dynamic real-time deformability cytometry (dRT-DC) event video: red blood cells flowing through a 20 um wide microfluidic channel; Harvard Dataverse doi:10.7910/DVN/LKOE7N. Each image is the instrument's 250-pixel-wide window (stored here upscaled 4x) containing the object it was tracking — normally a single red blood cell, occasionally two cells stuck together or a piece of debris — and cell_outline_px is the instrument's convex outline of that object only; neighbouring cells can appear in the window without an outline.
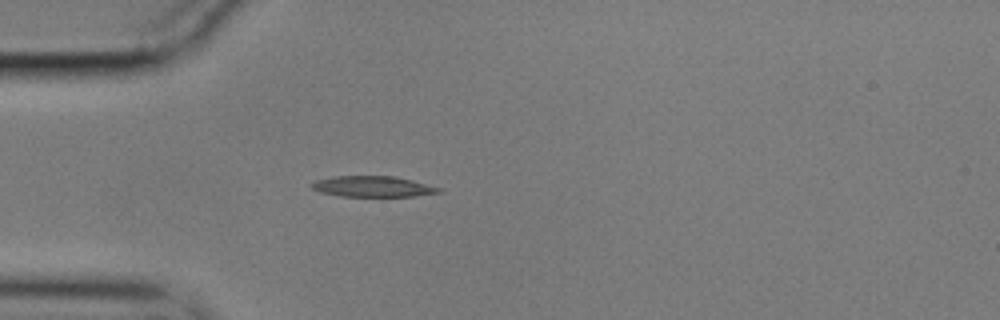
{"species": "common noctule bat (a hibernating species)", "species_latin": "Nyctalus noctula", "temperature_condition": "cold", "stored_images_in_passage": 41, "camera_frame_rate_fps": 3000, "um_per_image_px": 0.085, "animal": {"sex": "male", "body_mass_g": 17.9}, "frame": {"image": 1, "passage_image": 1, "time_ms": 0.0, "image_size_px": [1000, 320], "cell_outline_px": [[444, 192], [412, 196], [340, 196], [320, 192], [312, 188], [308, 184], [316, 180], [332, 176], [396, 176], [412, 180], [440, 188]], "centroid_in_image_um": [31.65, 15.85], "position_along_channel_um": 53.3, "area_um2": 15.43}}
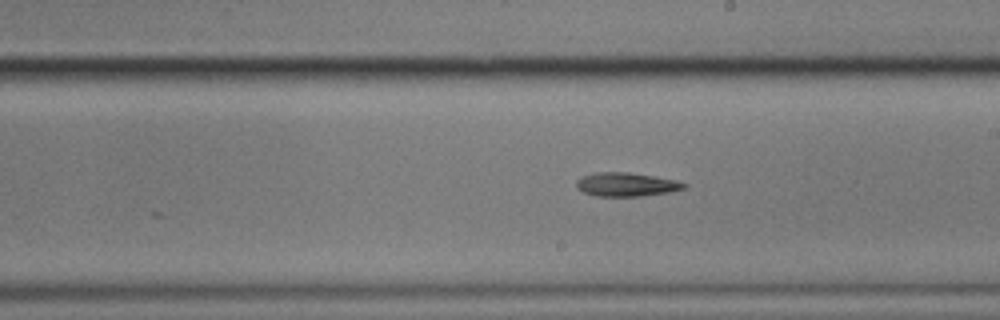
{"frame": {"image": 2, "passage_image": 17, "time_ms": 5.333, "image_size_px": [1000, 320], "cell_outline_px": [[688, 188], [668, 192], [640, 196], [596, 196], [584, 192], [576, 188], [576, 180], [580, 176], [596, 172], [628, 172], [676, 180], [688, 184]], "centroid_in_image_um": [53.22, 15.67], "position_along_channel_um": 235.8, "area_um2": 14.97}}
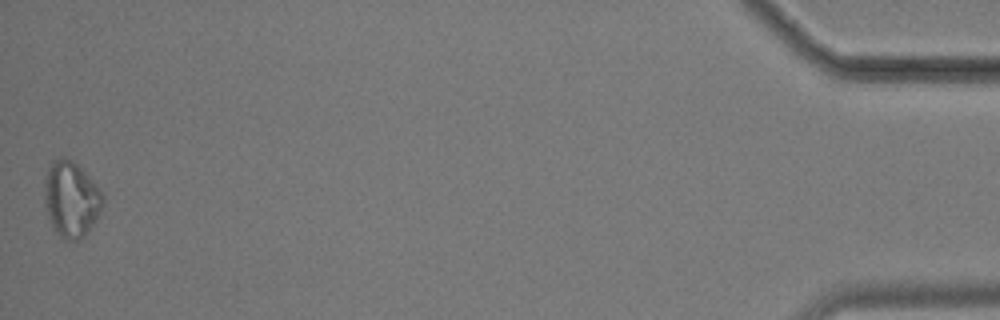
{"frame": {"image": 3, "passage_image": 41, "time_ms": 13.333, "image_size_px": [1000, 320], "cell_outline_px": [[104, 204], [96, 220], [84, 236], [76, 240], [64, 240], [52, 228], [44, 200], [44, 180], [48, 168], [56, 160], [64, 156], [72, 160], [104, 192]], "centroid_in_image_um": [6.06, 16.94], "position_along_channel_um": 429.1, "area_um2": 25.78}, "authors_computed_cell_mechanics": {"area_um2": 15.317, "velocity_mm_per_s": 3.5619, "shape_relaxation_time_tau1_ms": 10.3091, "shape_relaxation_time_tau2_ms": null, "deformation_change_tau1": 0.2123, "deformation_change_tau2": null}}